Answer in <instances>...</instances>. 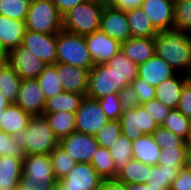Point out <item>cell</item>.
Returning a JSON list of instances; mask_svg holds the SVG:
<instances>
[{"mask_svg": "<svg viewBox=\"0 0 191 190\" xmlns=\"http://www.w3.org/2000/svg\"><path fill=\"white\" fill-rule=\"evenodd\" d=\"M155 54L168 63L176 73H191V34L168 30L159 32L155 38Z\"/></svg>", "mask_w": 191, "mask_h": 190, "instance_id": "6da1fadb", "label": "cell"}, {"mask_svg": "<svg viewBox=\"0 0 191 190\" xmlns=\"http://www.w3.org/2000/svg\"><path fill=\"white\" fill-rule=\"evenodd\" d=\"M12 137L24 146L26 155L50 154L59 145V139L44 115L32 116L27 128L20 130Z\"/></svg>", "mask_w": 191, "mask_h": 190, "instance_id": "7a4b0ae2", "label": "cell"}, {"mask_svg": "<svg viewBox=\"0 0 191 190\" xmlns=\"http://www.w3.org/2000/svg\"><path fill=\"white\" fill-rule=\"evenodd\" d=\"M56 181L49 154H32L23 158L20 190H52Z\"/></svg>", "mask_w": 191, "mask_h": 190, "instance_id": "3957f363", "label": "cell"}, {"mask_svg": "<svg viewBox=\"0 0 191 190\" xmlns=\"http://www.w3.org/2000/svg\"><path fill=\"white\" fill-rule=\"evenodd\" d=\"M103 8L99 1L86 0L62 16V27L77 35L91 34L100 27Z\"/></svg>", "mask_w": 191, "mask_h": 190, "instance_id": "277c9868", "label": "cell"}, {"mask_svg": "<svg viewBox=\"0 0 191 190\" xmlns=\"http://www.w3.org/2000/svg\"><path fill=\"white\" fill-rule=\"evenodd\" d=\"M57 63L91 69L93 60L88 51L85 36L62 29L57 33Z\"/></svg>", "mask_w": 191, "mask_h": 190, "instance_id": "5b68a950", "label": "cell"}, {"mask_svg": "<svg viewBox=\"0 0 191 190\" xmlns=\"http://www.w3.org/2000/svg\"><path fill=\"white\" fill-rule=\"evenodd\" d=\"M26 30L57 34L62 27V16L53 0H31L25 20Z\"/></svg>", "mask_w": 191, "mask_h": 190, "instance_id": "8992f818", "label": "cell"}, {"mask_svg": "<svg viewBox=\"0 0 191 190\" xmlns=\"http://www.w3.org/2000/svg\"><path fill=\"white\" fill-rule=\"evenodd\" d=\"M128 89L107 63L94 65L89 71L86 97L98 100L109 94H127Z\"/></svg>", "mask_w": 191, "mask_h": 190, "instance_id": "52a82bcc", "label": "cell"}, {"mask_svg": "<svg viewBox=\"0 0 191 190\" xmlns=\"http://www.w3.org/2000/svg\"><path fill=\"white\" fill-rule=\"evenodd\" d=\"M121 133L131 141L143 134H152L159 126L142 105L127 103L119 118Z\"/></svg>", "mask_w": 191, "mask_h": 190, "instance_id": "ba28073f", "label": "cell"}, {"mask_svg": "<svg viewBox=\"0 0 191 190\" xmlns=\"http://www.w3.org/2000/svg\"><path fill=\"white\" fill-rule=\"evenodd\" d=\"M109 119L99 101L85 97L75 112L76 131L94 135Z\"/></svg>", "mask_w": 191, "mask_h": 190, "instance_id": "9c48e42d", "label": "cell"}, {"mask_svg": "<svg viewBox=\"0 0 191 190\" xmlns=\"http://www.w3.org/2000/svg\"><path fill=\"white\" fill-rule=\"evenodd\" d=\"M22 46L46 65L57 63V34L26 30Z\"/></svg>", "mask_w": 191, "mask_h": 190, "instance_id": "30bf717a", "label": "cell"}, {"mask_svg": "<svg viewBox=\"0 0 191 190\" xmlns=\"http://www.w3.org/2000/svg\"><path fill=\"white\" fill-rule=\"evenodd\" d=\"M59 145L78 162L90 163L99 144L94 135L73 132L59 140Z\"/></svg>", "mask_w": 191, "mask_h": 190, "instance_id": "8fae6325", "label": "cell"}, {"mask_svg": "<svg viewBox=\"0 0 191 190\" xmlns=\"http://www.w3.org/2000/svg\"><path fill=\"white\" fill-rule=\"evenodd\" d=\"M85 41L94 65L107 63L121 51V43L100 29L85 35Z\"/></svg>", "mask_w": 191, "mask_h": 190, "instance_id": "7c38bea8", "label": "cell"}, {"mask_svg": "<svg viewBox=\"0 0 191 190\" xmlns=\"http://www.w3.org/2000/svg\"><path fill=\"white\" fill-rule=\"evenodd\" d=\"M102 180L90 163L78 162L59 181L69 190H98Z\"/></svg>", "mask_w": 191, "mask_h": 190, "instance_id": "4fadbf2b", "label": "cell"}, {"mask_svg": "<svg viewBox=\"0 0 191 190\" xmlns=\"http://www.w3.org/2000/svg\"><path fill=\"white\" fill-rule=\"evenodd\" d=\"M175 0H143L141 9L158 32L174 30Z\"/></svg>", "mask_w": 191, "mask_h": 190, "instance_id": "5bb4252c", "label": "cell"}, {"mask_svg": "<svg viewBox=\"0 0 191 190\" xmlns=\"http://www.w3.org/2000/svg\"><path fill=\"white\" fill-rule=\"evenodd\" d=\"M22 80L36 79L44 70L46 64L36 58L22 45L12 49L7 54V61Z\"/></svg>", "mask_w": 191, "mask_h": 190, "instance_id": "9a60e30c", "label": "cell"}, {"mask_svg": "<svg viewBox=\"0 0 191 190\" xmlns=\"http://www.w3.org/2000/svg\"><path fill=\"white\" fill-rule=\"evenodd\" d=\"M15 104L31 116L44 114L46 98L36 79L21 80Z\"/></svg>", "mask_w": 191, "mask_h": 190, "instance_id": "2e32d148", "label": "cell"}, {"mask_svg": "<svg viewBox=\"0 0 191 190\" xmlns=\"http://www.w3.org/2000/svg\"><path fill=\"white\" fill-rule=\"evenodd\" d=\"M99 29L120 43L131 38L126 11L119 10L115 7L103 8Z\"/></svg>", "mask_w": 191, "mask_h": 190, "instance_id": "e0dca14e", "label": "cell"}, {"mask_svg": "<svg viewBox=\"0 0 191 190\" xmlns=\"http://www.w3.org/2000/svg\"><path fill=\"white\" fill-rule=\"evenodd\" d=\"M90 69L57 63V74L64 92H74L86 97Z\"/></svg>", "mask_w": 191, "mask_h": 190, "instance_id": "ac0fdd59", "label": "cell"}, {"mask_svg": "<svg viewBox=\"0 0 191 190\" xmlns=\"http://www.w3.org/2000/svg\"><path fill=\"white\" fill-rule=\"evenodd\" d=\"M175 74L176 71L156 54L146 62L138 65V78L145 80L153 87H157L165 79Z\"/></svg>", "mask_w": 191, "mask_h": 190, "instance_id": "d6986e66", "label": "cell"}, {"mask_svg": "<svg viewBox=\"0 0 191 190\" xmlns=\"http://www.w3.org/2000/svg\"><path fill=\"white\" fill-rule=\"evenodd\" d=\"M188 80L189 76L181 73H176L174 76L165 79L155 87V99L161 101L170 109H177L182 89Z\"/></svg>", "mask_w": 191, "mask_h": 190, "instance_id": "ffe728a7", "label": "cell"}, {"mask_svg": "<svg viewBox=\"0 0 191 190\" xmlns=\"http://www.w3.org/2000/svg\"><path fill=\"white\" fill-rule=\"evenodd\" d=\"M26 26L24 21L0 15V48L8 54L22 45Z\"/></svg>", "mask_w": 191, "mask_h": 190, "instance_id": "44dd1931", "label": "cell"}, {"mask_svg": "<svg viewBox=\"0 0 191 190\" xmlns=\"http://www.w3.org/2000/svg\"><path fill=\"white\" fill-rule=\"evenodd\" d=\"M155 51L154 38H129L121 43V52L137 65L154 56Z\"/></svg>", "mask_w": 191, "mask_h": 190, "instance_id": "7402d4cb", "label": "cell"}, {"mask_svg": "<svg viewBox=\"0 0 191 190\" xmlns=\"http://www.w3.org/2000/svg\"><path fill=\"white\" fill-rule=\"evenodd\" d=\"M133 158L148 165H157L161 148L152 134H143L136 141H132Z\"/></svg>", "mask_w": 191, "mask_h": 190, "instance_id": "603a6c76", "label": "cell"}, {"mask_svg": "<svg viewBox=\"0 0 191 190\" xmlns=\"http://www.w3.org/2000/svg\"><path fill=\"white\" fill-rule=\"evenodd\" d=\"M31 117L32 116L25 112L20 106L12 103L2 112L0 129L13 136L20 130L27 128Z\"/></svg>", "mask_w": 191, "mask_h": 190, "instance_id": "cb8c5ba5", "label": "cell"}, {"mask_svg": "<svg viewBox=\"0 0 191 190\" xmlns=\"http://www.w3.org/2000/svg\"><path fill=\"white\" fill-rule=\"evenodd\" d=\"M23 158L0 156V188H18Z\"/></svg>", "mask_w": 191, "mask_h": 190, "instance_id": "d4e9b609", "label": "cell"}, {"mask_svg": "<svg viewBox=\"0 0 191 190\" xmlns=\"http://www.w3.org/2000/svg\"><path fill=\"white\" fill-rule=\"evenodd\" d=\"M126 15L131 38H155L159 33L141 7L126 11Z\"/></svg>", "mask_w": 191, "mask_h": 190, "instance_id": "484cf974", "label": "cell"}, {"mask_svg": "<svg viewBox=\"0 0 191 190\" xmlns=\"http://www.w3.org/2000/svg\"><path fill=\"white\" fill-rule=\"evenodd\" d=\"M43 115L59 140L76 132L75 113L66 111L44 112Z\"/></svg>", "mask_w": 191, "mask_h": 190, "instance_id": "4316f807", "label": "cell"}, {"mask_svg": "<svg viewBox=\"0 0 191 190\" xmlns=\"http://www.w3.org/2000/svg\"><path fill=\"white\" fill-rule=\"evenodd\" d=\"M84 95L74 92H63L46 100L45 112H71L75 113L83 99Z\"/></svg>", "mask_w": 191, "mask_h": 190, "instance_id": "83f0119b", "label": "cell"}, {"mask_svg": "<svg viewBox=\"0 0 191 190\" xmlns=\"http://www.w3.org/2000/svg\"><path fill=\"white\" fill-rule=\"evenodd\" d=\"M21 80L8 62L0 67V91L11 104L17 100Z\"/></svg>", "mask_w": 191, "mask_h": 190, "instance_id": "f1b7e54d", "label": "cell"}, {"mask_svg": "<svg viewBox=\"0 0 191 190\" xmlns=\"http://www.w3.org/2000/svg\"><path fill=\"white\" fill-rule=\"evenodd\" d=\"M36 80L46 100L64 92L57 74V63L46 65Z\"/></svg>", "mask_w": 191, "mask_h": 190, "instance_id": "f546056e", "label": "cell"}, {"mask_svg": "<svg viewBox=\"0 0 191 190\" xmlns=\"http://www.w3.org/2000/svg\"><path fill=\"white\" fill-rule=\"evenodd\" d=\"M151 166L133 158L118 172L116 179L125 184L146 183Z\"/></svg>", "mask_w": 191, "mask_h": 190, "instance_id": "4dcf8cb0", "label": "cell"}, {"mask_svg": "<svg viewBox=\"0 0 191 190\" xmlns=\"http://www.w3.org/2000/svg\"><path fill=\"white\" fill-rule=\"evenodd\" d=\"M107 64L128 87L138 77V65L127 58L121 51L110 59Z\"/></svg>", "mask_w": 191, "mask_h": 190, "instance_id": "1f68e13d", "label": "cell"}, {"mask_svg": "<svg viewBox=\"0 0 191 190\" xmlns=\"http://www.w3.org/2000/svg\"><path fill=\"white\" fill-rule=\"evenodd\" d=\"M179 171L175 167L152 165L148 170L146 183L155 187H161L162 190H170L171 184L178 176Z\"/></svg>", "mask_w": 191, "mask_h": 190, "instance_id": "d6a6232c", "label": "cell"}, {"mask_svg": "<svg viewBox=\"0 0 191 190\" xmlns=\"http://www.w3.org/2000/svg\"><path fill=\"white\" fill-rule=\"evenodd\" d=\"M90 164L96 169L98 175L103 179H116L115 164L109 149L99 146Z\"/></svg>", "mask_w": 191, "mask_h": 190, "instance_id": "836d02e7", "label": "cell"}, {"mask_svg": "<svg viewBox=\"0 0 191 190\" xmlns=\"http://www.w3.org/2000/svg\"><path fill=\"white\" fill-rule=\"evenodd\" d=\"M109 151L117 173L133 159L132 141L122 133L114 141Z\"/></svg>", "mask_w": 191, "mask_h": 190, "instance_id": "e575fe53", "label": "cell"}, {"mask_svg": "<svg viewBox=\"0 0 191 190\" xmlns=\"http://www.w3.org/2000/svg\"><path fill=\"white\" fill-rule=\"evenodd\" d=\"M55 179L58 181L67 175L77 163L60 145L49 154Z\"/></svg>", "mask_w": 191, "mask_h": 190, "instance_id": "d590c367", "label": "cell"}, {"mask_svg": "<svg viewBox=\"0 0 191 190\" xmlns=\"http://www.w3.org/2000/svg\"><path fill=\"white\" fill-rule=\"evenodd\" d=\"M155 87L150 86L145 80L136 78L129 86L127 102L142 105L155 99Z\"/></svg>", "mask_w": 191, "mask_h": 190, "instance_id": "8d00e7d4", "label": "cell"}, {"mask_svg": "<svg viewBox=\"0 0 191 190\" xmlns=\"http://www.w3.org/2000/svg\"><path fill=\"white\" fill-rule=\"evenodd\" d=\"M190 121L191 119L182 114L178 109H171L160 126L170 130L186 141L188 138Z\"/></svg>", "mask_w": 191, "mask_h": 190, "instance_id": "74e56055", "label": "cell"}, {"mask_svg": "<svg viewBox=\"0 0 191 190\" xmlns=\"http://www.w3.org/2000/svg\"><path fill=\"white\" fill-rule=\"evenodd\" d=\"M98 101L109 120H119L128 103L127 94H109Z\"/></svg>", "mask_w": 191, "mask_h": 190, "instance_id": "f35d334b", "label": "cell"}, {"mask_svg": "<svg viewBox=\"0 0 191 190\" xmlns=\"http://www.w3.org/2000/svg\"><path fill=\"white\" fill-rule=\"evenodd\" d=\"M187 148L188 146H177L161 150L157 165L175 167L180 170L186 164Z\"/></svg>", "mask_w": 191, "mask_h": 190, "instance_id": "ab89813d", "label": "cell"}, {"mask_svg": "<svg viewBox=\"0 0 191 190\" xmlns=\"http://www.w3.org/2000/svg\"><path fill=\"white\" fill-rule=\"evenodd\" d=\"M30 1L31 0H0V15L25 22Z\"/></svg>", "mask_w": 191, "mask_h": 190, "instance_id": "60d3db41", "label": "cell"}, {"mask_svg": "<svg viewBox=\"0 0 191 190\" xmlns=\"http://www.w3.org/2000/svg\"><path fill=\"white\" fill-rule=\"evenodd\" d=\"M121 134V123L119 120H108L94 134L96 142L99 146L110 149L114 141Z\"/></svg>", "mask_w": 191, "mask_h": 190, "instance_id": "b9f144b4", "label": "cell"}, {"mask_svg": "<svg viewBox=\"0 0 191 190\" xmlns=\"http://www.w3.org/2000/svg\"><path fill=\"white\" fill-rule=\"evenodd\" d=\"M175 29L191 34V0H175Z\"/></svg>", "mask_w": 191, "mask_h": 190, "instance_id": "7bdbcfd3", "label": "cell"}, {"mask_svg": "<svg viewBox=\"0 0 191 190\" xmlns=\"http://www.w3.org/2000/svg\"><path fill=\"white\" fill-rule=\"evenodd\" d=\"M0 156H11L24 158L26 151L23 145H20L12 135L5 133L0 129Z\"/></svg>", "mask_w": 191, "mask_h": 190, "instance_id": "ee69618b", "label": "cell"}, {"mask_svg": "<svg viewBox=\"0 0 191 190\" xmlns=\"http://www.w3.org/2000/svg\"><path fill=\"white\" fill-rule=\"evenodd\" d=\"M154 140L157 142L161 150L170 147L188 146L186 141L161 126H158L152 133Z\"/></svg>", "mask_w": 191, "mask_h": 190, "instance_id": "f6af8a7d", "label": "cell"}, {"mask_svg": "<svg viewBox=\"0 0 191 190\" xmlns=\"http://www.w3.org/2000/svg\"><path fill=\"white\" fill-rule=\"evenodd\" d=\"M142 106L146 109L149 116L152 117V119L157 122L159 126L162 124L164 119L168 116L169 111L171 110L161 101L156 99L148 101L142 104Z\"/></svg>", "mask_w": 191, "mask_h": 190, "instance_id": "bcb514c9", "label": "cell"}, {"mask_svg": "<svg viewBox=\"0 0 191 190\" xmlns=\"http://www.w3.org/2000/svg\"><path fill=\"white\" fill-rule=\"evenodd\" d=\"M170 190H191V170L186 166L182 167L178 176L171 184Z\"/></svg>", "mask_w": 191, "mask_h": 190, "instance_id": "7dc6e473", "label": "cell"}, {"mask_svg": "<svg viewBox=\"0 0 191 190\" xmlns=\"http://www.w3.org/2000/svg\"><path fill=\"white\" fill-rule=\"evenodd\" d=\"M177 109L191 119V81L188 80L182 89Z\"/></svg>", "mask_w": 191, "mask_h": 190, "instance_id": "c3c4849f", "label": "cell"}, {"mask_svg": "<svg viewBox=\"0 0 191 190\" xmlns=\"http://www.w3.org/2000/svg\"><path fill=\"white\" fill-rule=\"evenodd\" d=\"M86 0H53L57 10L60 15L63 16L69 12L72 8L76 7L78 4L85 2Z\"/></svg>", "mask_w": 191, "mask_h": 190, "instance_id": "681fc988", "label": "cell"}, {"mask_svg": "<svg viewBox=\"0 0 191 190\" xmlns=\"http://www.w3.org/2000/svg\"><path fill=\"white\" fill-rule=\"evenodd\" d=\"M98 190H126V184L117 179L102 180Z\"/></svg>", "mask_w": 191, "mask_h": 190, "instance_id": "f907efd6", "label": "cell"}, {"mask_svg": "<svg viewBox=\"0 0 191 190\" xmlns=\"http://www.w3.org/2000/svg\"><path fill=\"white\" fill-rule=\"evenodd\" d=\"M143 0H125V1H119L114 7L123 10L128 11L135 8L141 7Z\"/></svg>", "mask_w": 191, "mask_h": 190, "instance_id": "816d5d0a", "label": "cell"}, {"mask_svg": "<svg viewBox=\"0 0 191 190\" xmlns=\"http://www.w3.org/2000/svg\"><path fill=\"white\" fill-rule=\"evenodd\" d=\"M126 190H162L161 187H155L147 183L126 184Z\"/></svg>", "mask_w": 191, "mask_h": 190, "instance_id": "f5cc1de1", "label": "cell"}, {"mask_svg": "<svg viewBox=\"0 0 191 190\" xmlns=\"http://www.w3.org/2000/svg\"><path fill=\"white\" fill-rule=\"evenodd\" d=\"M119 1H125V0H101V4L104 7H114Z\"/></svg>", "mask_w": 191, "mask_h": 190, "instance_id": "db71d44e", "label": "cell"}, {"mask_svg": "<svg viewBox=\"0 0 191 190\" xmlns=\"http://www.w3.org/2000/svg\"><path fill=\"white\" fill-rule=\"evenodd\" d=\"M185 166L191 170V145H188L186 151V164Z\"/></svg>", "mask_w": 191, "mask_h": 190, "instance_id": "11a10c76", "label": "cell"}, {"mask_svg": "<svg viewBox=\"0 0 191 190\" xmlns=\"http://www.w3.org/2000/svg\"><path fill=\"white\" fill-rule=\"evenodd\" d=\"M11 103L6 99L4 94L0 91V107H8Z\"/></svg>", "mask_w": 191, "mask_h": 190, "instance_id": "9f6ffc18", "label": "cell"}, {"mask_svg": "<svg viewBox=\"0 0 191 190\" xmlns=\"http://www.w3.org/2000/svg\"><path fill=\"white\" fill-rule=\"evenodd\" d=\"M52 190H69L68 187H65L59 180L53 186Z\"/></svg>", "mask_w": 191, "mask_h": 190, "instance_id": "6f0895ef", "label": "cell"}, {"mask_svg": "<svg viewBox=\"0 0 191 190\" xmlns=\"http://www.w3.org/2000/svg\"><path fill=\"white\" fill-rule=\"evenodd\" d=\"M7 61V54L0 48V67Z\"/></svg>", "mask_w": 191, "mask_h": 190, "instance_id": "680465c9", "label": "cell"}, {"mask_svg": "<svg viewBox=\"0 0 191 190\" xmlns=\"http://www.w3.org/2000/svg\"><path fill=\"white\" fill-rule=\"evenodd\" d=\"M186 143L188 145H191V121H190V126H189V133H188V138L186 140Z\"/></svg>", "mask_w": 191, "mask_h": 190, "instance_id": "91938a15", "label": "cell"}, {"mask_svg": "<svg viewBox=\"0 0 191 190\" xmlns=\"http://www.w3.org/2000/svg\"><path fill=\"white\" fill-rule=\"evenodd\" d=\"M6 107H0V124H1V121H2V112H4Z\"/></svg>", "mask_w": 191, "mask_h": 190, "instance_id": "94428289", "label": "cell"}, {"mask_svg": "<svg viewBox=\"0 0 191 190\" xmlns=\"http://www.w3.org/2000/svg\"><path fill=\"white\" fill-rule=\"evenodd\" d=\"M16 188H0V190H15Z\"/></svg>", "mask_w": 191, "mask_h": 190, "instance_id": "6125c7cd", "label": "cell"}]
</instances>
